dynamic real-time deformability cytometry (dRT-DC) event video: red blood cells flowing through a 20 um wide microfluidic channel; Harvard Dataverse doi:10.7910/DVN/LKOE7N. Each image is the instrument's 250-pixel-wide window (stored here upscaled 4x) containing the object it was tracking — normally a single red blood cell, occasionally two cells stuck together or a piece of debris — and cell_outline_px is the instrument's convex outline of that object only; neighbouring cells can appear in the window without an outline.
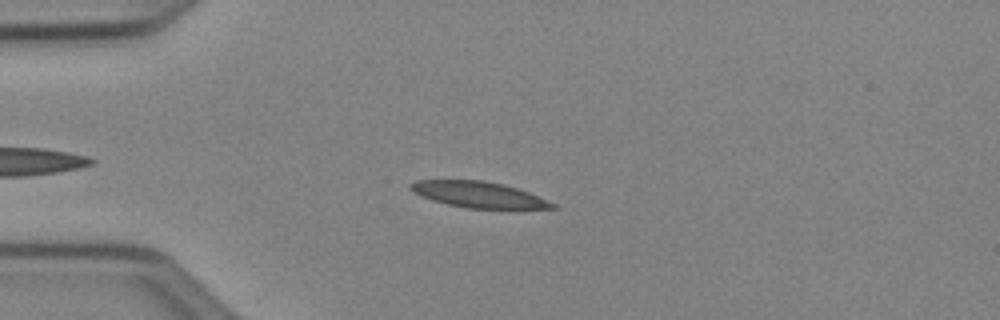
{"species": "Egyptian fruit bat (a non-hibernating species)", "species_latin": "Rousettus aegyptiacus", "temperature_condition": "cold", "stored_images_in_passage": 38, "camera_frame_rate_fps": 3000, "um_per_image_px": 0.085, "animal": {"sex": "female"}, "frame": {"image": 1, "passage_image": 7, "time_ms": 2.0, "image_size_px": [1000, 320], "cell_outline_px": [[560, 208], [468, 208], [448, 204], [432, 200], [412, 192], [408, 188], [408, 184], [416, 180], [484, 180], [504, 184], [528, 192], [556, 204]], "centroid_in_image_um": [40.63, 16.53], "position_along_channel_um": 44.4, "area_um2": 21.33}}
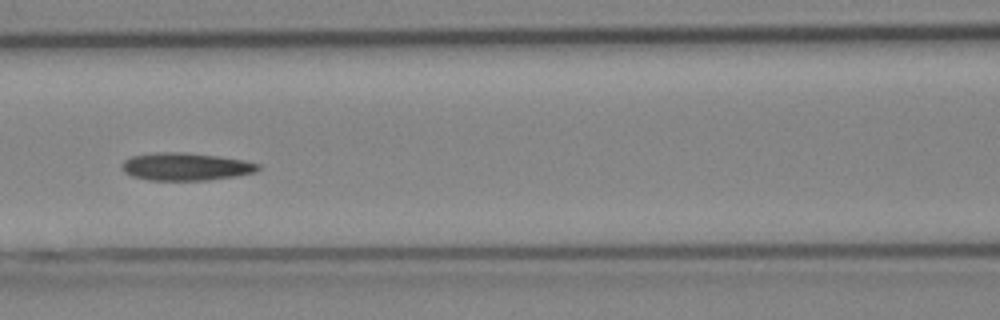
{"frame": {"image": 2, "passage_image": 17, "time_ms": 5.333, "image_size_px": [1000, 320], "cell_outline_px": [[260, 168], [256, 172], [236, 176], [208, 180], [148, 180], [132, 176], [124, 172], [120, 164], [124, 160], [132, 156], [156, 152], [180, 152], [216, 156], [244, 160], [260, 164]], "centroid_in_image_um": [15.77, 14.17], "position_along_channel_um": 150.8, "area_um2": 21.96}}
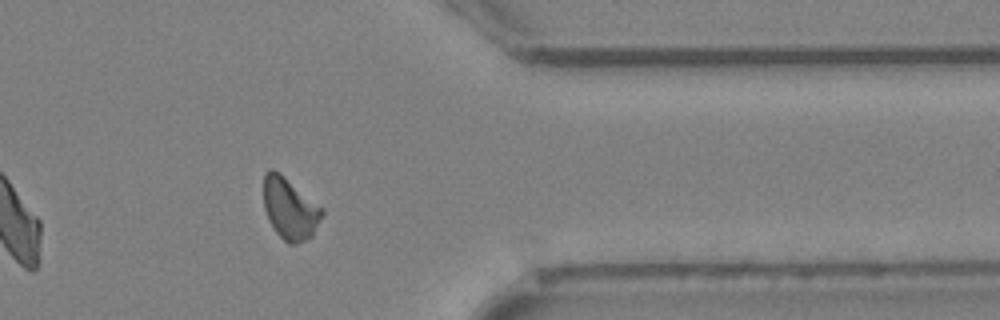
{"frame": {"image": 3, "passage_image": 36, "time_ms": 11.667, "image_size_px": [1000, 320], "cell_outline_px": [[324, 212], [312, 236], [296, 244], [288, 244], [276, 232], [268, 220], [264, 208], [264, 172], [268, 168], [272, 168], [280, 172], [324, 208]], "centroid_in_image_um": [24.63, 17.7], "position_along_channel_um": 386.8, "area_um2": 21.15}, "authors_computed_cell_mechanics": {"area_um2": 21.386, "velocity_mm_per_s": 3.9215, "shape_relaxation_time_tau1_ms": null, "shape_relaxation_time_tau2_ms": 6.9695, "deformation_change_tau1": null, "deformation_change_tau2": 0.1299}}